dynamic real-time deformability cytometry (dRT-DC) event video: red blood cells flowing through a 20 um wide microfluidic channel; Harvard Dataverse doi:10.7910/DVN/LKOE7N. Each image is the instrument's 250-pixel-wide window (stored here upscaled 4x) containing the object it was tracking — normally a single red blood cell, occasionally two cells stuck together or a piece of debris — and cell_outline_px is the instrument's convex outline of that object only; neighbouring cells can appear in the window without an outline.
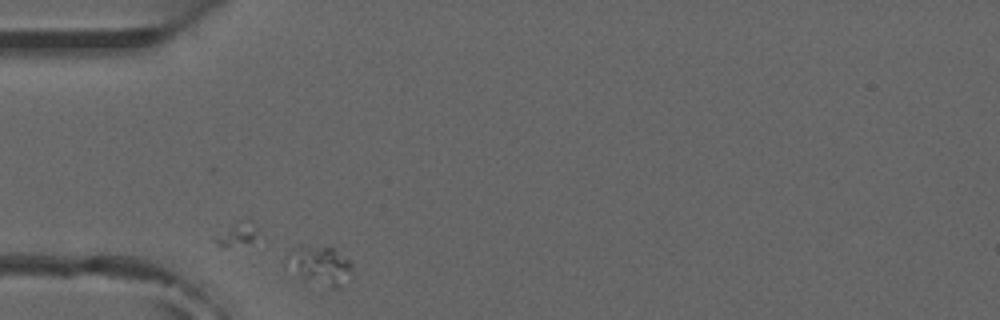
{"species": "common noctule bat (a hibernating species)", "species_latin": "Nyctalus noctula", "temperature_condition": "room temperature", "stored_images_in_passage": 34, "segment_of_instrument_passage": [1, 2], "camera_frame_rate_fps": 3000, "um_per_image_px": 0.085, "animal": {"sex": "male", "forearm_length_mm": 52.5}, "frame": {"image": 1, "passage_image": 1, "time_ms": 0.0, "image_size_px": [1000, 320], "cell_outline_px": [[352, 268], [340, 284], [336, 288], [332, 288], [304, 276], [284, 256], [292, 248], [300, 244], [308, 244], [332, 248], [348, 260], [352, 264]], "centroid_in_image_um": [27.19, 22.43], "position_along_channel_um": 57.8, "area_um2": 13.53}}